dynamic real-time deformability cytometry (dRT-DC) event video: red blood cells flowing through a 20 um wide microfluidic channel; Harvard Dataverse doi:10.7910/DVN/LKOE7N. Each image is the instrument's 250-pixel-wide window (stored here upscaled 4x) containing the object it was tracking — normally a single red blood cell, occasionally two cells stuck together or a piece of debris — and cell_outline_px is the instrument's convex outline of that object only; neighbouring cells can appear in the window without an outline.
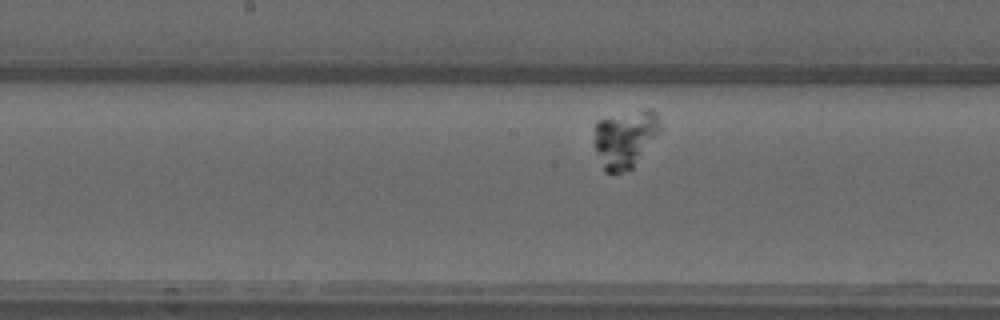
{"species": "common noctule bat (a hibernating species)", "species_latin": "Nyctalus noctula", "temperature_condition": "warm", "stored_images_in_passage": 17, "camera_frame_rate_fps": 3000, "um_per_image_px": 0.085, "animal": {"sex": "male", "forearm_length_mm": 52.5}, "frame": {"image": 1, "passage_image": 16, "time_ms": 5.0, "image_size_px": [1000, 320], "cell_outline_px": [[660, 128], [632, 168], [628, 172], [604, 172], [592, 144], [596, 120], [644, 108], [652, 108], [656, 112], [660, 124]], "centroid_in_image_um": [53.06, 11.78], "position_along_channel_um": 195.1, "area_um2": 22.2}}